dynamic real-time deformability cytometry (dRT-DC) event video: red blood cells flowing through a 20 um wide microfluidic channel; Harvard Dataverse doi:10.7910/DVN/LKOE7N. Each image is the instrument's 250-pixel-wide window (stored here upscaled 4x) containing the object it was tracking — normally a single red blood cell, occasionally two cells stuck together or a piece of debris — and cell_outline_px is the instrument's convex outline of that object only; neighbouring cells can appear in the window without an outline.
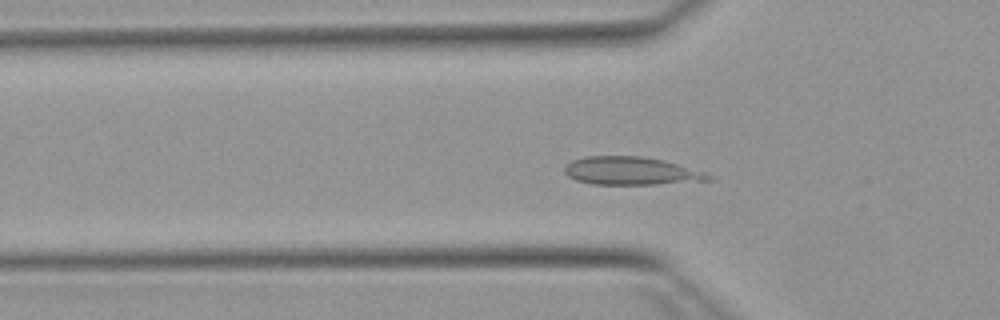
{"species": "Egyptian fruit bat (a non-hibernating species)", "species_latin": "Rousettus aegyptiacus", "temperature_condition": "warm", "stored_images_in_passage": 51, "camera_frame_rate_fps": 3000, "um_per_image_px": 0.085, "animal": {"sex": "female"}, "frame": {"image": 1, "passage_image": 16, "time_ms": 5.0, "image_size_px": [1000, 320], "cell_outline_px": [[716, 180], [656, 184], [592, 184], [576, 180], [568, 176], [564, 172], [564, 168], [572, 160], [584, 156], [640, 156], [664, 160], [704, 172], [716, 176]], "centroid_in_image_um": [53.68, 14.53], "position_along_channel_um": 72.1, "area_um2": 23.58}, "authors_computed_cell_mechanics": {"area_um2": 19.4786, "velocity_mm_per_s": 3.8448, "shape_relaxation_time_tau1_ms": 0.3777, "shape_relaxation_time_tau2_ms": null, "deformation_change_tau1": 0.1796, "deformation_change_tau2": null}}